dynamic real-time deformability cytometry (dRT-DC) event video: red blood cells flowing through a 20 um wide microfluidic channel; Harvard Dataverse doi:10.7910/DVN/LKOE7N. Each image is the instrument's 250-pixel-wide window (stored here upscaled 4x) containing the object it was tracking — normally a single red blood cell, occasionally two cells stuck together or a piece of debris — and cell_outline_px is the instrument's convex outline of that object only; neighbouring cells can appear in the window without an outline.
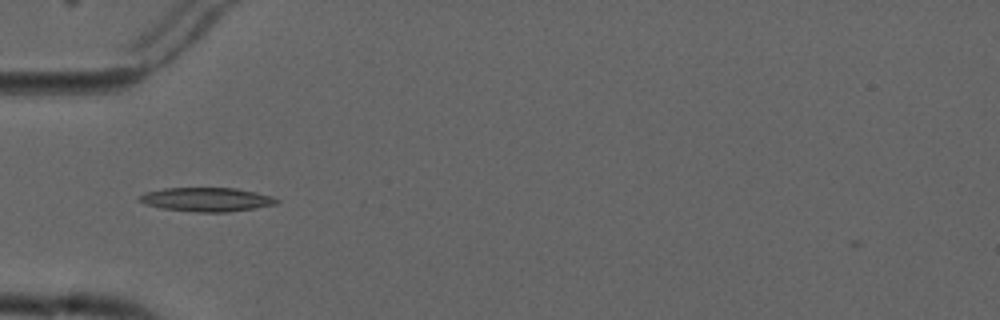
{"species": "common noctule bat (a hibernating species)", "species_latin": "Nyctalus noctula", "temperature_condition": "cold", "stored_images_in_passage": 2, "camera_frame_rate_fps": 3000, "um_per_image_px": 0.085, "animal": {"sex": "male", "forearm_length_mm": 52.5}, "frame": {"image": 1, "passage_image": 1, "time_ms": 0.0, "image_size_px": [1000, 320], "cell_outline_px": [[280, 200], [276, 204], [256, 208], [228, 212], [196, 212], [160, 208], [144, 204], [136, 200], [136, 196], [144, 192], [164, 188], [236, 188], [256, 192], [272, 196]], "centroid_in_image_um": [17.5, 16.95], "position_along_channel_um": 67.5, "area_um2": 19.42}}
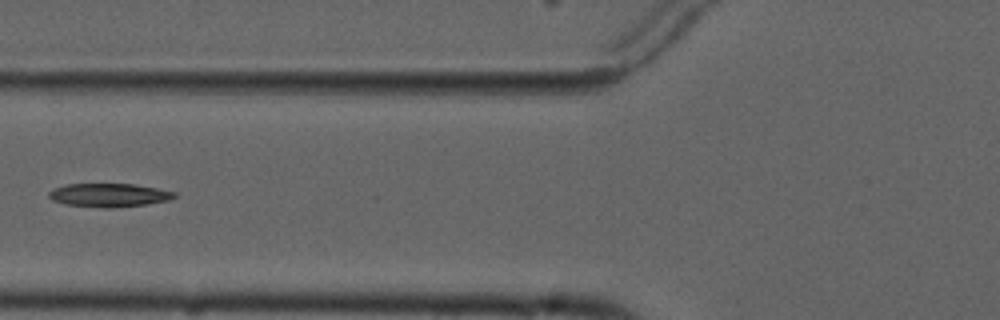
{"frame": {"image": 2, "passage_image": 2, "time_ms": 1.333, "image_size_px": [1000, 320], "cell_outline_px": [[176, 196], [168, 200], [148, 204], [112, 208], [104, 208], [64, 204], [52, 200], [48, 196], [48, 192], [56, 188], [68, 184], [136, 184], [176, 192]], "centroid_in_image_um": [9.27, 16.59], "position_along_channel_um": 116.5, "area_um2": 17.17}}